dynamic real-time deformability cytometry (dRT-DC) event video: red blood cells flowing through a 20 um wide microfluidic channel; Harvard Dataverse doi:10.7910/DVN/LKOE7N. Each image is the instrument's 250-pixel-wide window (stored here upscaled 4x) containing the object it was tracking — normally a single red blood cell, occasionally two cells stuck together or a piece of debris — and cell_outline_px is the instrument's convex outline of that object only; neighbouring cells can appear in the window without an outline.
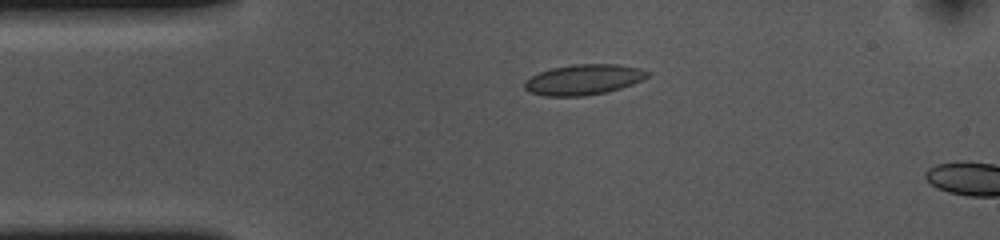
{"species": "common noctule bat (a hibernating species)", "species_latin": "Nyctalus noctula", "temperature_condition": "cold", "stored_images_in_passage": 13, "camera_frame_rate_fps": 3000, "um_per_image_px": 0.085, "animal": {"sex": "female", "body_mass_g": 10.0, "forearm_length_mm": 53.1}, "frame": {"image": 1, "passage_image": 10, "time_ms": 3.0, "image_size_px": [1000, 240], "cell_outline_px": [[652, 76], [632, 84], [620, 88], [604, 92], [584, 96], [544, 96], [532, 92], [524, 88], [524, 80], [540, 72], [552, 68], [572, 64], [616, 64], [640, 68], [652, 72]], "centroid_in_image_um": [49.64, 6.76], "position_along_channel_um": 35.4, "area_um2": 21.85}}